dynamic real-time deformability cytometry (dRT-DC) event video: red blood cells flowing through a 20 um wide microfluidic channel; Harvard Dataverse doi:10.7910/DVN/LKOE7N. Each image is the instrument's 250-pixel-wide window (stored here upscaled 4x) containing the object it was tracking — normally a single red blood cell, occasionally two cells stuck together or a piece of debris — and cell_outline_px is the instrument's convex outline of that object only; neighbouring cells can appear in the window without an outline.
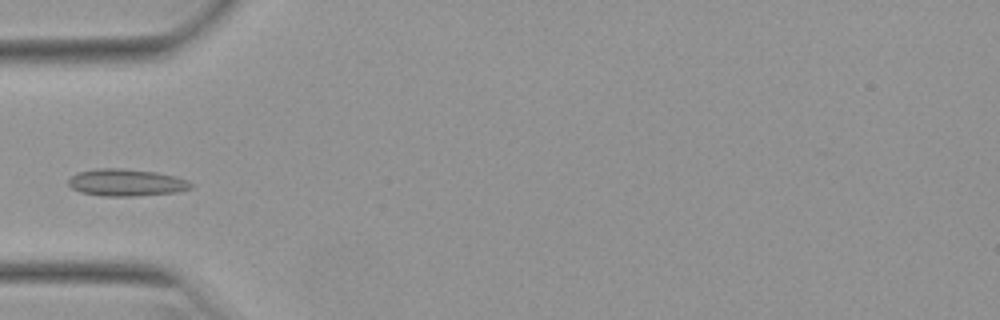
{"species": "Egyptian fruit bat (a non-hibernating species)", "species_latin": "Rousettus aegyptiacus", "temperature_condition": "warm", "stored_images_in_passage": 21, "camera_frame_rate_fps": 3000, "um_per_image_px": 0.085, "animal": {"sex": "female"}, "frame": {"image": 1, "passage_image": 1, "time_ms": 0.0, "image_size_px": [1000, 320], "cell_outline_px": [[192, 188], [176, 192], [136, 196], [100, 196], [80, 192], [72, 188], [68, 184], [68, 180], [72, 176], [80, 172], [96, 168], [120, 168], [156, 172], [176, 176], [188, 180], [192, 184]], "centroid_in_image_um": [10.74, 15.52], "position_along_channel_um": 74.3, "area_um2": 19.36}}
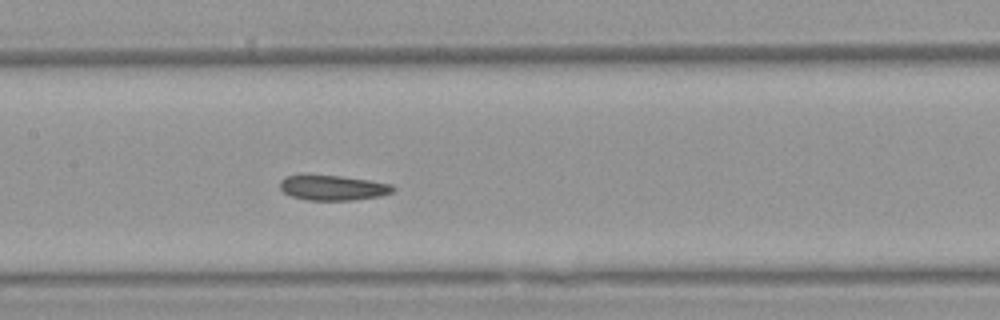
{"frame": {"image": 2, "passage_image": 9, "time_ms": 2.667, "image_size_px": [1000, 320], "cell_outline_px": [[396, 188], [392, 192], [380, 196], [352, 200], [308, 200], [292, 196], [284, 192], [280, 188], [280, 180], [284, 176], [340, 176], [368, 180], [392, 184]], "centroid_in_image_um": [28.32, 15.97], "position_along_channel_um": 179.1, "area_um2": 16.24}}
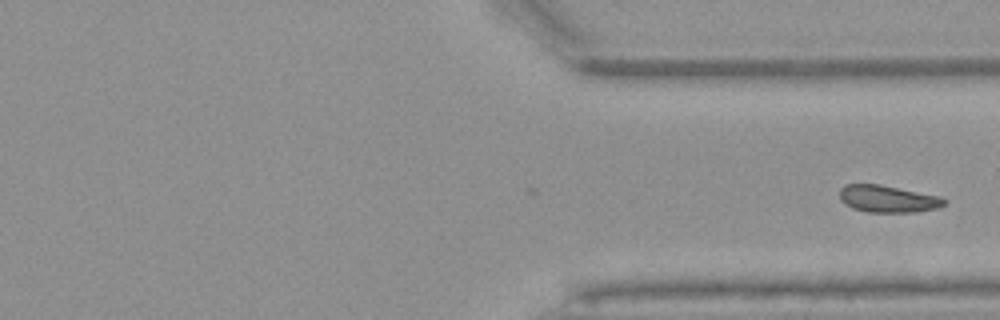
{"frame": {"image": 3, "passage_image": 21, "time_ms": 6.667, "image_size_px": [1000, 320], "cell_outline_px": [[948, 200], [940, 208], [916, 212], [868, 212], [852, 208], [844, 204], [840, 200], [840, 188], [844, 184], [880, 184], [940, 196]], "centroid_in_image_um": [75.47, 16.9], "position_along_channel_um": 335.9, "area_um2": 16.7}}